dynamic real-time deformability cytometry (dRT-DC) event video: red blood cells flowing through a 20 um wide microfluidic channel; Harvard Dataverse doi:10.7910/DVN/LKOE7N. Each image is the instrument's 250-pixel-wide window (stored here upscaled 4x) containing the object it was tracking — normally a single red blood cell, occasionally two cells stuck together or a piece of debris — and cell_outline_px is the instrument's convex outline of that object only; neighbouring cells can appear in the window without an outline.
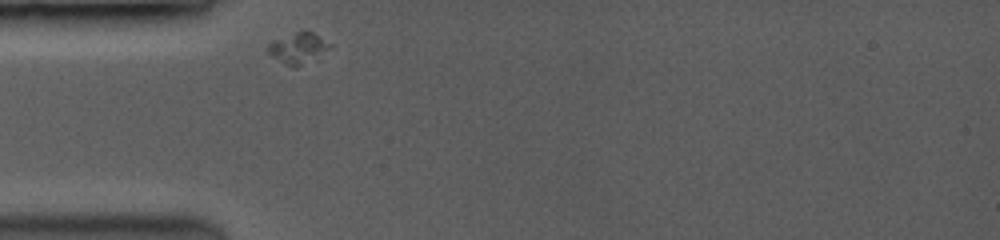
{"species": "common noctule bat (a hibernating species)", "species_latin": "Nyctalus noctula", "temperature_condition": "room temperature", "stored_images_in_passage": 18, "camera_frame_rate_fps": 3500, "um_per_image_px": 0.085, "animal": {"sex": "female", "body_mass_g": 19.0, "forearm_length_mm": 53.3}, "frame": {"image": 1, "passage_image": 1, "time_ms": 0.0, "image_size_px": [1000, 240], "cell_outline_px": [[332, 48], [292, 68], [284, 64], [272, 56], [268, 52], [268, 44], [276, 40], [304, 28], [312, 32], [332, 44]], "centroid_in_image_um": [25.35, 4.05], "position_along_channel_um": 59.7, "area_um2": 10.81}}
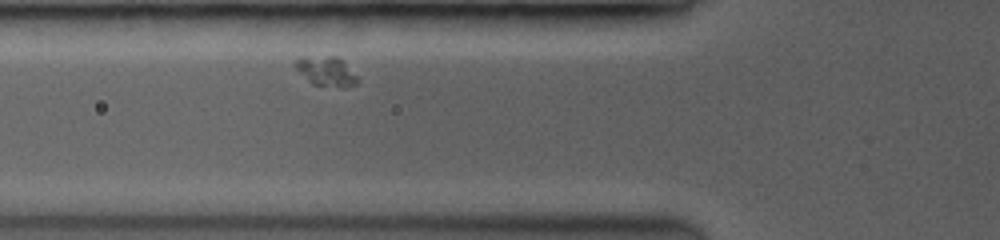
{"frame": {"image": 2, "passage_image": 5, "time_ms": 1.143, "image_size_px": [1000, 240], "cell_outline_px": [[360, 80], [356, 84], [340, 88], [312, 84], [292, 64], [300, 56], [336, 56]], "centroid_in_image_um": [27.69, 6.06], "position_along_channel_um": 98.1, "area_um2": 10.58}}